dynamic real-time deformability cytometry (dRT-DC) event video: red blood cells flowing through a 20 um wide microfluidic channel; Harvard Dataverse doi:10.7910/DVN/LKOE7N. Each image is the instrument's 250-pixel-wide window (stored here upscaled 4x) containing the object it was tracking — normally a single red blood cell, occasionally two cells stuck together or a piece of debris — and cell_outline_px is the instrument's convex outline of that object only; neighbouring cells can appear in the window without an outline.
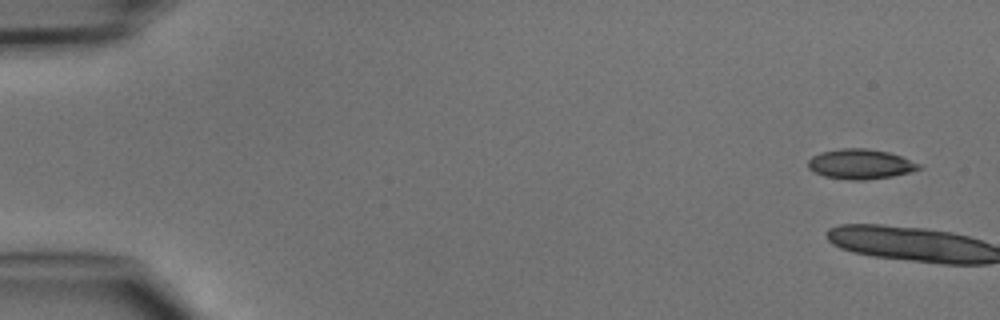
{"species": "common noctule bat (a hibernating species)", "species_latin": "Nyctalus noctula", "temperature_condition": "cold", "stored_images_in_passage": 4, "camera_frame_rate_fps": 3000, "um_per_image_px": 0.085, "animal": {"sex": "male", "body_mass_g": 15.6}, "frame": {"image": 1, "passage_image": 2, "time_ms": 0.333, "image_size_px": [1000, 320], "cell_outline_px": [[924, 168], [892, 176], [864, 180], [848, 180], [824, 176], [808, 168], [808, 160], [812, 156], [820, 152], [840, 148], [864, 148], [888, 152], [900, 156], [920, 164]], "centroid_in_image_um": [73.11, 13.94], "position_along_channel_um": 11.9, "area_um2": 19.25}}